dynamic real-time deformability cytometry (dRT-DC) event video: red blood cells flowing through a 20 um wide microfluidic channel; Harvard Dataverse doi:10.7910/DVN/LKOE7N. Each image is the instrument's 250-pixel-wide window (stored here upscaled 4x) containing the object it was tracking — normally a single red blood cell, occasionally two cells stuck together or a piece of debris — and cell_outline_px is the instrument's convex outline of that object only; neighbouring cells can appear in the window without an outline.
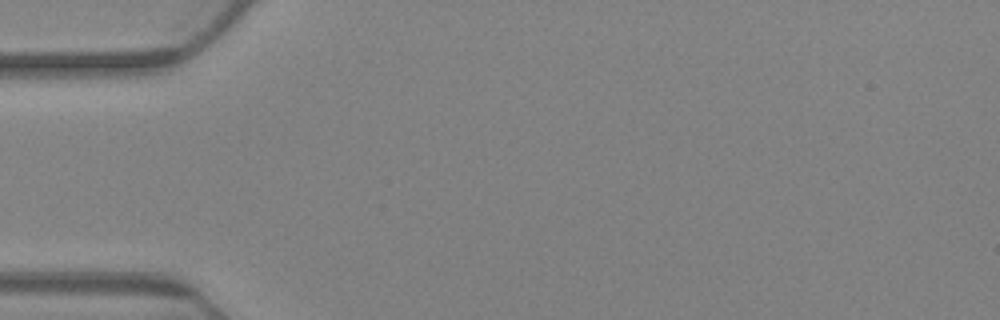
{"species": "Egyptian fruit bat (a non-hibernating species)", "species_latin": "Rousettus aegyptiacus", "temperature_condition": "warm", "stored_images_in_passage": 2, "camera_frame_rate_fps": 3000, "um_per_image_px": 0.085, "animal": {"sex": "female"}, "frame": {"image": 1, "passage_image": 1, "time_ms": 0.0, "image_size_px": [1000, 320], "cell_outline_px": [[272, 276], [264, 280], [256, 276], [220, 252], [204, 236], [192, 220], [228, 228], [264, 260]], "centroid_in_image_um": [19.94, 21.16], "position_along_channel_um": 65.1, "area_um2": 11.56}}